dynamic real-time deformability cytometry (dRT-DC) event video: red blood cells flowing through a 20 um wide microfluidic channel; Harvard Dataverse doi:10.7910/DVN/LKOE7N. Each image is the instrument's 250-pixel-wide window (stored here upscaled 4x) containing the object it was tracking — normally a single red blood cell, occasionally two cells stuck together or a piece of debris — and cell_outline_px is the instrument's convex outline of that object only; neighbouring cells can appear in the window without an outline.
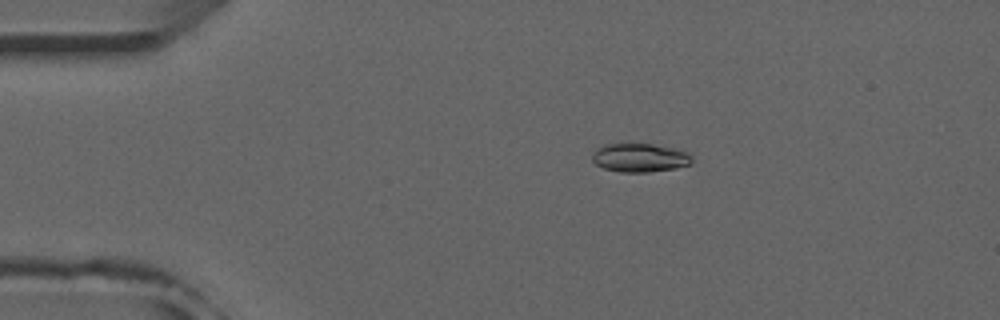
{"species": "common noctule bat (a hibernating species)", "species_latin": "Nyctalus noctula", "temperature_condition": "room temperature", "stored_images_in_passage": 52, "camera_frame_rate_fps": 3000, "um_per_image_px": 0.085, "animal": {"sex": "male", "forearm_length_mm": 52.5}, "frame": {"image": 1, "passage_image": 10, "time_ms": 3.0, "image_size_px": [1000, 320], "cell_outline_px": [[692, 164], [676, 168], [648, 172], [620, 172], [604, 168], [596, 164], [592, 160], [592, 152], [604, 144], [652, 144], [672, 148], [688, 152], [692, 156]], "centroid_in_image_um": [54.39, 13.41], "position_along_channel_um": 30.6, "area_um2": 16.65}}
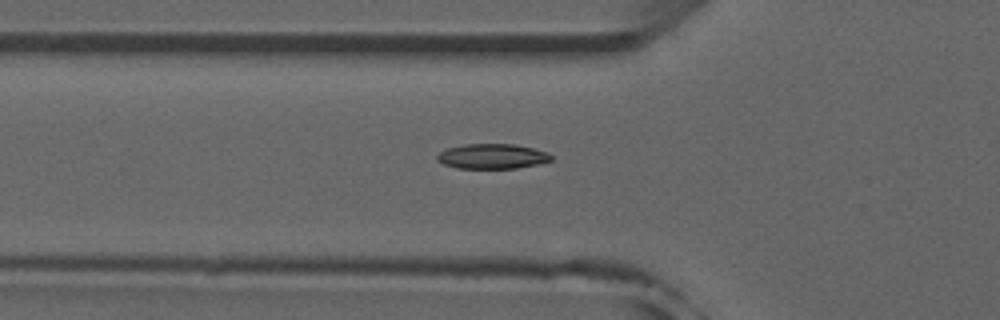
{"frame": {"image": 2, "passage_image": 18, "time_ms": 5.667, "image_size_px": [1000, 320], "cell_outline_px": [[552, 160], [536, 164], [516, 168], [456, 168], [444, 164], [436, 160], [436, 156], [440, 152], [448, 148], [464, 144], [516, 144], [548, 152], [552, 156]], "centroid_in_image_um": [41.83, 13.28], "position_along_channel_um": 84.0, "area_um2": 16.53}}
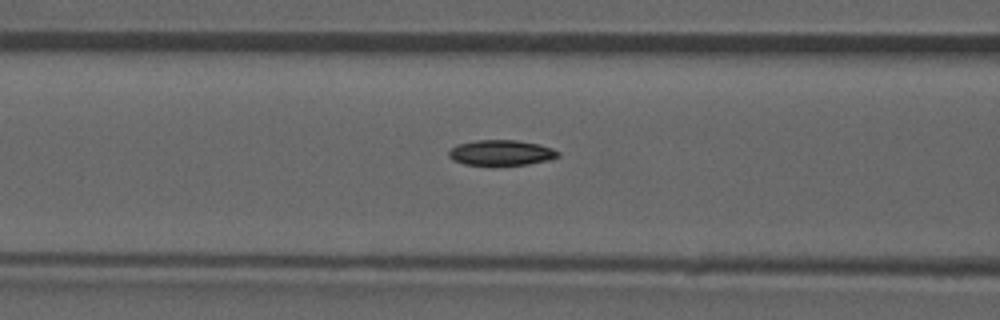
{"frame": {"image": 3, "passage_image": 21, "time_ms": 6.667, "image_size_px": [1000, 320], "cell_outline_px": [[560, 156], [548, 160], [528, 164], [464, 164], [452, 160], [448, 156], [448, 152], [456, 144], [476, 140], [516, 140], [540, 144], [552, 148], [560, 152]], "centroid_in_image_um": [42.6, 12.96], "position_along_channel_um": 124.0, "area_um2": 16.07}, "authors_computed_cell_mechanics": {"area_um2": 16.3863, "velocity_mm_per_s": 3.9432, "shape_relaxation_time_tau1_ms": 6.7787, "shape_relaxation_time_tau2_ms": null, "deformation_change_tau1": 0.1253, "deformation_change_tau2": null}}